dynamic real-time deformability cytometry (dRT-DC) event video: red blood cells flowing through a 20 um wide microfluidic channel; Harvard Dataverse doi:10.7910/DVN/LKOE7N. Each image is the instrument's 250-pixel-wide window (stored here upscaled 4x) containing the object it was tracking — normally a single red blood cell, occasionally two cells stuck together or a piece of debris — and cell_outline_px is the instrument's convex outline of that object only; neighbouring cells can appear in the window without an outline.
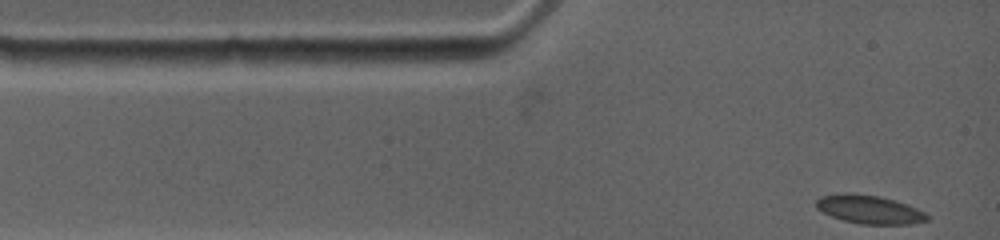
{"species": "common noctule bat (a hibernating species)", "species_latin": "Nyctalus noctula", "temperature_condition": "warm", "stored_images_in_passage": 15, "camera_frame_rate_fps": 4500, "um_per_image_px": 0.085, "animal": {"sex": "female", "body_mass_g": 19.0, "forearm_length_mm": 53.3}, "frame": {"image": 1, "passage_image": 1, "time_ms": 0.0, "image_size_px": [1000, 240], "cell_outline_px": [[928, 220], [912, 224], [860, 224], [844, 220], [832, 216], [816, 208], [816, 200], [820, 196], [836, 192], [852, 192], [880, 196], [896, 200], [908, 204], [924, 212], [928, 216]], "centroid_in_image_um": [73.87, 17.77], "position_along_channel_um": 11.1, "area_um2": 18.67}}
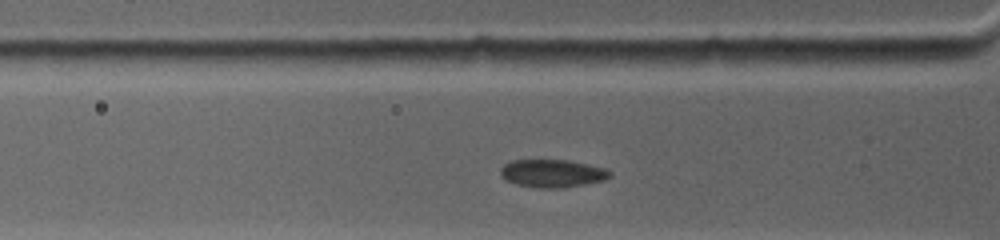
{"frame": {"image": 2, "passage_image": 10, "time_ms": 2.667, "image_size_px": [1000, 240], "cell_outline_px": [[612, 176], [604, 180], [564, 188], [532, 188], [516, 184], [504, 180], [500, 176], [500, 168], [504, 164], [512, 160], [568, 160], [604, 168], [612, 172]], "centroid_in_image_um": [46.91, 14.75], "position_along_channel_um": 78.9, "area_um2": 17.98}}
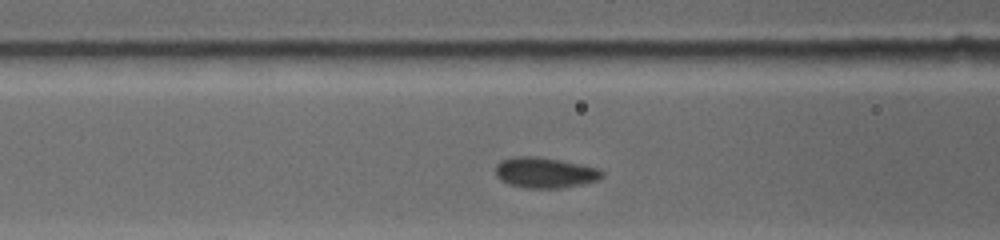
{"frame": {"image": 3, "passage_image": 13, "time_ms": 3.778, "image_size_px": [1000, 240], "cell_outline_px": [[604, 176], [596, 180], [584, 184], [560, 188], [524, 188], [508, 184], [500, 180], [496, 176], [496, 164], [500, 160], [512, 156], [536, 156], [560, 160], [600, 168], [604, 172]], "centroid_in_image_um": [46.3, 14.67], "position_along_channel_um": 120.3, "area_um2": 19.25}}